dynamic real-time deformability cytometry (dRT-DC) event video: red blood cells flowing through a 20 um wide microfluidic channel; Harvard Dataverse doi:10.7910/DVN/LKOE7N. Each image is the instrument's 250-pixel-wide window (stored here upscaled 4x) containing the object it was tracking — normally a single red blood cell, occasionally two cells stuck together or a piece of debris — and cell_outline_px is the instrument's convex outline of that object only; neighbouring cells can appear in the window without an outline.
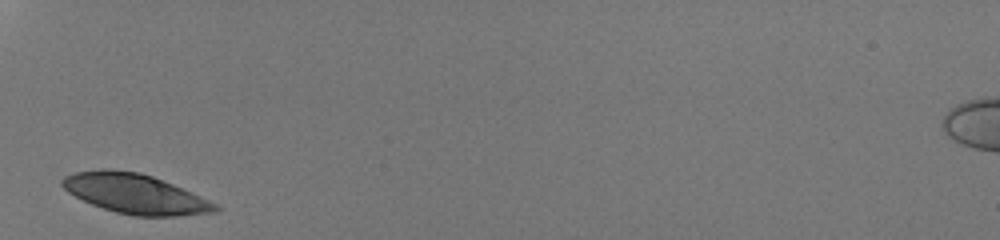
{"species": "human", "species_latin": "Homo sapiens", "temperature_condition": "room temperature", "stored_images_in_passage": 25, "camera_frame_rate_fps": 3000, "um_per_image_px": 0.085, "donor": {"sex": "male"}, "frame": {"image": 1, "passage_image": 1, "time_ms": 0.0, "image_size_px": [1000, 240], "cell_outline_px": [[220, 208], [212, 212], [176, 216], [136, 216], [116, 212], [92, 204], [68, 192], [60, 184], [60, 180], [64, 176], [76, 172], [100, 168], [104, 168], [140, 172], [152, 176], [172, 184], [208, 200], [216, 204]], "centroid_in_image_um": [11.42, 16.45], "position_along_channel_um": 73.6, "area_um2": 34.97}}
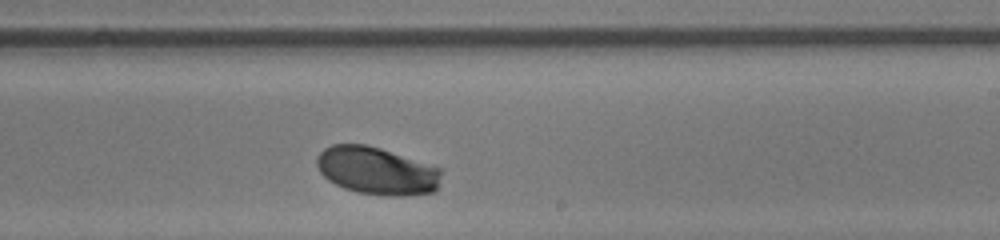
{"frame": {"image": 2, "passage_image": 15, "time_ms": 4.667, "image_size_px": [1000, 240], "cell_outline_px": [[440, 176], [436, 192], [404, 196], [388, 196], [356, 192], [344, 188], [328, 180], [320, 172], [316, 164], [316, 156], [324, 148], [332, 144], [364, 144], [380, 148], [440, 168]], "centroid_in_image_um": [31.99, 14.52], "position_along_channel_um": 257.0, "area_um2": 34.56}}
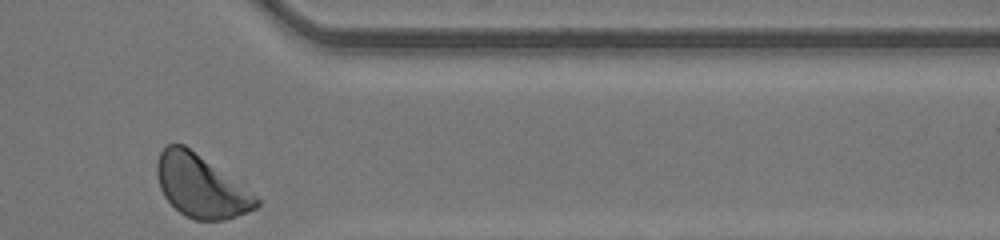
{"frame": {"image": 3, "passage_image": 25, "time_ms": 8.0, "image_size_px": [1000, 240], "cell_outline_px": [[260, 204], [256, 208], [248, 212], [224, 220], [196, 220], [184, 216], [164, 196], [160, 188], [156, 176], [156, 164], [160, 152], [168, 144], [184, 144], [256, 196], [260, 200]], "centroid_in_image_um": [17.03, 15.84], "position_along_channel_um": 394.4, "area_um2": 35.6}, "authors_computed_cell_mechanics": {"area_um2": 35.2002, "velocity_mm_per_s": 4.1544, "shape_relaxation_time_tau1_ms": 2.231, "shape_relaxation_time_tau2_ms": null, "deformation_change_tau1": 0.1529, "deformation_change_tau2": null}}